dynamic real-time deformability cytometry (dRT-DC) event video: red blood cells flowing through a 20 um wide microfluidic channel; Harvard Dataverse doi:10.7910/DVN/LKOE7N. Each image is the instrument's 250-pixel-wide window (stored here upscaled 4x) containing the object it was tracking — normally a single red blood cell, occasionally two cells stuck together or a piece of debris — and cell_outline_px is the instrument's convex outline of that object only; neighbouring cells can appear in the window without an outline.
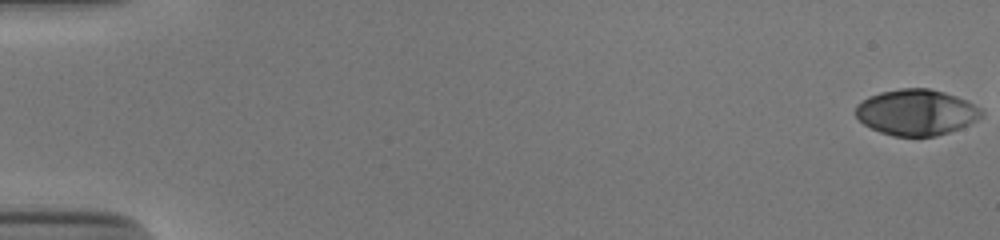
{"species": "human", "species_latin": "Homo sapiens", "temperature_condition": "cold", "stored_images_in_passage": 49, "camera_frame_rate_fps": 3000, "um_per_image_px": 0.085, "donor": {"sex": "male"}, "frame": {"image": 1, "passage_image": 1, "time_ms": 0.0, "image_size_px": [1000, 240], "cell_outline_px": [[984, 116], [960, 128], [936, 136], [892, 136], [880, 132], [864, 124], [856, 116], [856, 104], [868, 96], [880, 92], [900, 88], [928, 88], [944, 92], [968, 100], [980, 108], [984, 112]], "centroid_in_image_um": [77.89, 9.54], "position_along_channel_um": 7.1, "area_um2": 33.76}}
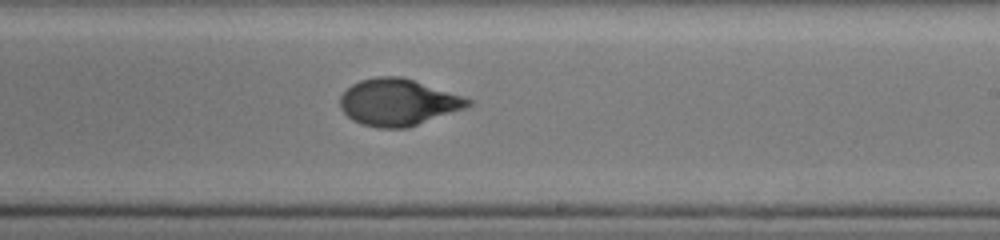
{"frame": {"image": 2, "passage_image": 34, "time_ms": 11.0, "image_size_px": [1000, 240], "cell_outline_px": [[472, 104], [464, 108], [408, 128], [376, 128], [360, 124], [352, 120], [340, 108], [340, 96], [352, 84], [360, 80], [376, 76], [400, 76], [464, 96], [472, 100]], "centroid_in_image_um": [33.81, 8.7], "position_along_channel_um": 255.2, "area_um2": 34.8}}
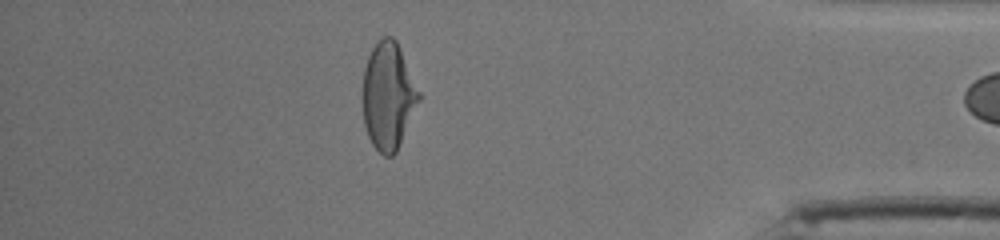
{"frame": {"image": 3, "passage_image": 48, "time_ms": 15.667, "image_size_px": [1000, 240], "cell_outline_px": [[420, 100], [400, 144], [396, 152], [392, 156], [384, 156], [372, 144], [368, 136], [364, 124], [360, 96], [364, 68], [368, 56], [372, 48], [384, 36], [392, 36], [396, 40], [400, 48], [420, 92]], "centroid_in_image_um": [32.96, 8.16], "position_along_channel_um": 402.2, "area_um2": 35.49}}